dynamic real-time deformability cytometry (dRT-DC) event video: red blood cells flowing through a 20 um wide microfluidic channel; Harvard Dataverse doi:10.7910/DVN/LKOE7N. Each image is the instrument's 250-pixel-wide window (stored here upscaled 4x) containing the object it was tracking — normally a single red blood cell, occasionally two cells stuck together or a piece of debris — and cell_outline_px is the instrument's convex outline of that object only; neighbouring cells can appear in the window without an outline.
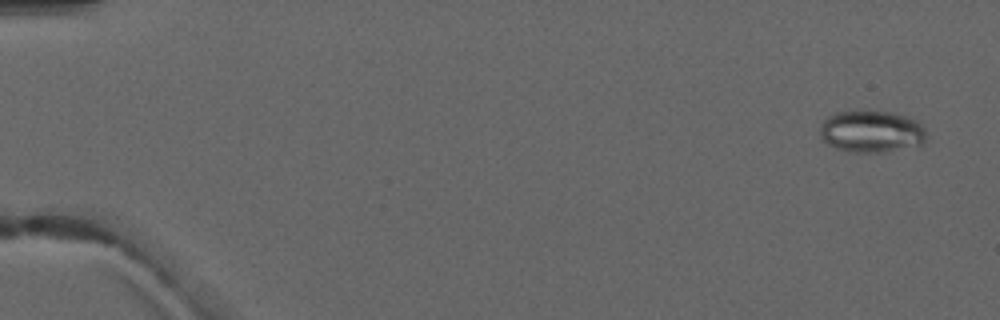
{"species": "common noctule bat (a hibernating species)", "species_latin": "Nyctalus noctula", "temperature_condition": "warm", "stored_images_in_passage": 4, "camera_frame_rate_fps": 3000, "um_per_image_px": 0.085, "animal": {"sex": "male", "forearm_length_mm": 52.5}, "frame": {"image": 1, "passage_image": 1, "time_ms": 0.0, "image_size_px": [1000, 320], "cell_outline_px": [[924, 140], [920, 144], [884, 152], [848, 152], [836, 148], [828, 144], [820, 136], [820, 128], [824, 120], [828, 116], [836, 112], [892, 112], [916, 120], [924, 128]], "centroid_in_image_um": [74.03, 11.19], "position_along_channel_um": 11.0, "area_um2": 25.49}}